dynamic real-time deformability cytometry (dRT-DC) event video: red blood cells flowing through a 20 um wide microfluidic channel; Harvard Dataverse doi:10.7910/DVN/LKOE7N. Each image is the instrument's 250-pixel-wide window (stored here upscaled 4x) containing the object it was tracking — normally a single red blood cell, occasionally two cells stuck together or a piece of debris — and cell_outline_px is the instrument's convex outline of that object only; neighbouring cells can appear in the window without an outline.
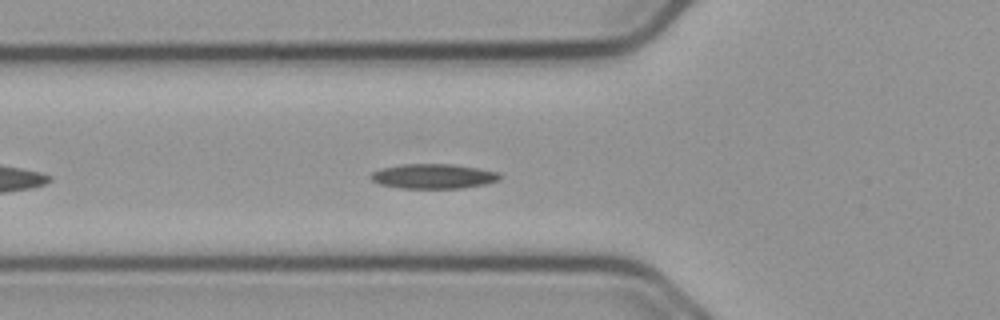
{"species": "common noctule bat (a hibernating species)", "species_latin": "Nyctalus noctula", "temperature_condition": "cold", "stored_images_in_passage": 31, "camera_frame_rate_fps": 3000, "um_per_image_px": 0.085, "animal": {"sex": "male", "body_mass_g": 23.1, "forearm_length_mm": 52.7}, "frame": {"image": 1, "passage_image": 8, "time_ms": 2.333, "image_size_px": [1000, 320], "cell_outline_px": [[500, 180], [488, 184], [460, 188], [400, 188], [380, 184], [372, 180], [368, 176], [372, 172], [380, 168], [400, 164], [452, 164], [480, 168], [500, 172]], "centroid_in_image_um": [36.85, 14.97], "position_along_channel_um": 89.0, "area_um2": 18.84}}
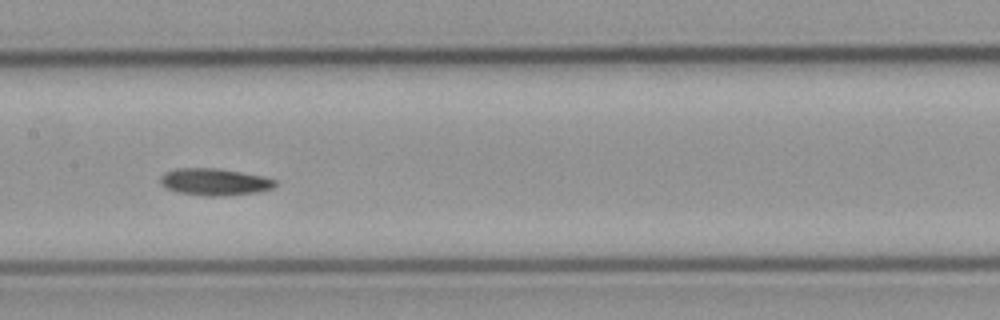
{"frame": {"image": 2, "passage_image": 16, "time_ms": 5.0, "image_size_px": [1000, 320], "cell_outline_px": [[276, 184], [272, 188], [260, 192], [224, 196], [204, 196], [176, 192], [160, 184], [160, 176], [164, 172], [176, 168], [220, 168], [264, 176], [276, 180]], "centroid_in_image_um": [18.24, 15.46], "position_along_channel_um": 189.2, "area_um2": 18.32}}
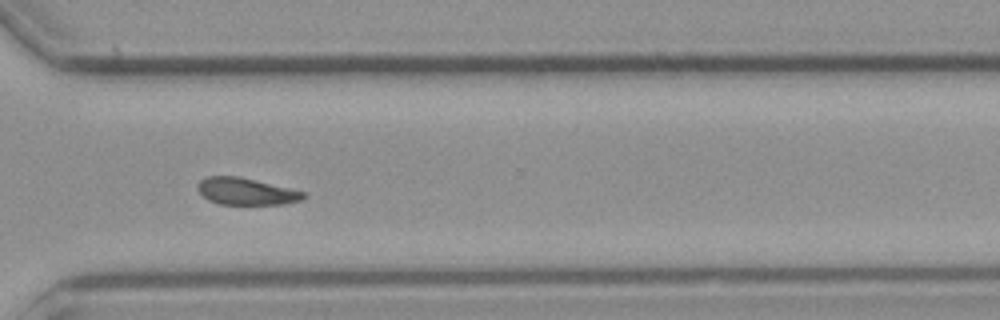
{"frame": {"image": 3, "passage_image": 29, "time_ms": 9.333, "image_size_px": [1000, 320], "cell_outline_px": [[308, 196], [304, 200], [284, 204], [220, 204], [208, 200], [196, 188], [200, 180], [208, 176], [240, 176], [304, 192]], "centroid_in_image_um": [20.94, 16.27], "position_along_channel_um": 349.7, "area_um2": 16.59}, "authors_computed_cell_mechanics": {"area_um2": 17.629, "velocity_mm_per_s": 3.7166, "shape_relaxation_time_tau1_ms": 6.5559, "shape_relaxation_time_tau2_ms": null, "deformation_change_tau1": 0.1233, "deformation_change_tau2": null}}